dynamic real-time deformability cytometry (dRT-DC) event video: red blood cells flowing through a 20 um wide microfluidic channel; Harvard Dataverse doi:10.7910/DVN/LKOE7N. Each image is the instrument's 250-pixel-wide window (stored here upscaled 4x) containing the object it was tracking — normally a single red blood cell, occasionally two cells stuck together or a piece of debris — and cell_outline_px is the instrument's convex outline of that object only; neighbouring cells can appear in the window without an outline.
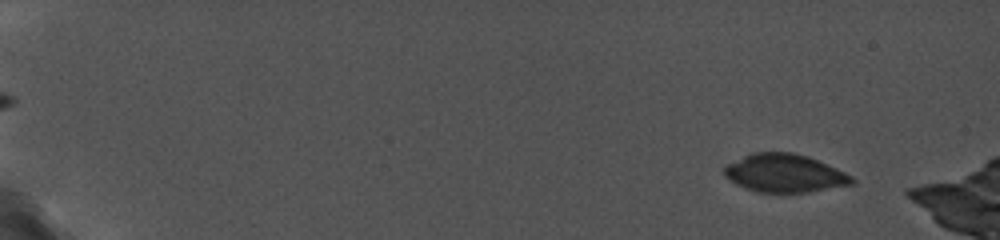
{"species": "common noctule bat (a hibernating species)", "species_latin": "Nyctalus noctula", "temperature_condition": "cold", "stored_images_in_passage": 17, "camera_frame_rate_fps": 5000, "um_per_image_px": 0.085, "animal": {"sex": "female", "body_mass_g": 19.0, "forearm_length_mm": 56.7}, "frame": {"image": 1, "passage_image": 4, "time_ms": 1.4, "image_size_px": [1000, 240], "cell_outline_px": [[856, 184], [808, 192], [756, 192], [744, 188], [728, 180], [724, 176], [724, 168], [728, 164], [752, 152], [792, 152], [808, 156], [836, 168], [852, 176], [856, 180]], "centroid_in_image_um": [66.7, 14.73], "position_along_channel_um": 18.3, "area_um2": 28.5}}
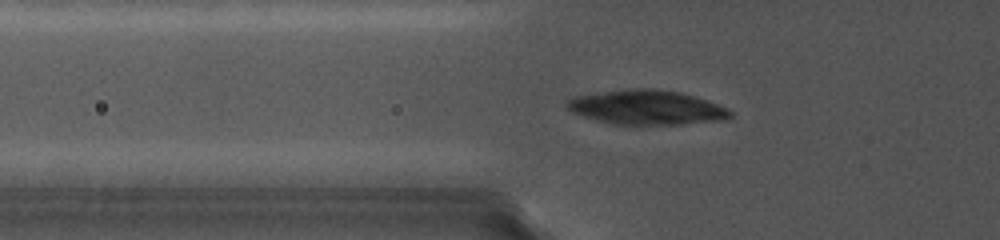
{"frame": {"image": 2, "passage_image": 17, "time_ms": 7.0, "image_size_px": [1000, 240], "cell_outline_px": [[732, 116], [728, 120], [684, 124], [612, 124], [596, 120], [572, 112], [564, 104], [564, 100], [572, 96], [592, 92], [628, 88], [656, 88], [680, 92], [696, 96], [708, 100], [728, 108], [732, 112]], "centroid_in_image_um": [54.95, 9.11], "position_along_channel_um": 70.9, "area_um2": 33.52}}